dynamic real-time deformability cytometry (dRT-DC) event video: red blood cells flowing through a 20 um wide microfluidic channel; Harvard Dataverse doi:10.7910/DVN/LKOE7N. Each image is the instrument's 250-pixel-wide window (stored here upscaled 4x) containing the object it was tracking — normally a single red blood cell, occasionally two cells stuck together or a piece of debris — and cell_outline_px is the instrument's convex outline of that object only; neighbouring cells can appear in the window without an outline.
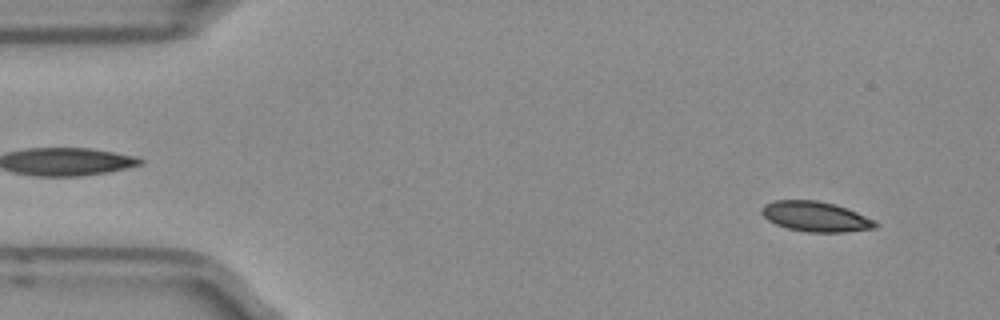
{"species": "Egyptian fruit bat (a non-hibernating species)", "species_latin": "Rousettus aegyptiacus", "temperature_condition": "room temperature", "stored_images_in_passage": 50, "camera_frame_rate_fps": 3000, "um_per_image_px": 0.085, "frame": {"image": 1, "passage_image": 3, "time_ms": 0.667, "image_size_px": [1000, 320], "cell_outline_px": [[880, 224], [876, 228], [844, 232], [808, 232], [788, 228], [776, 224], [768, 220], [760, 212], [760, 208], [764, 204], [776, 200], [816, 200], [848, 208]], "centroid_in_image_um": [69.3, 18.41], "position_along_channel_um": 15.7, "area_um2": 19.83}}
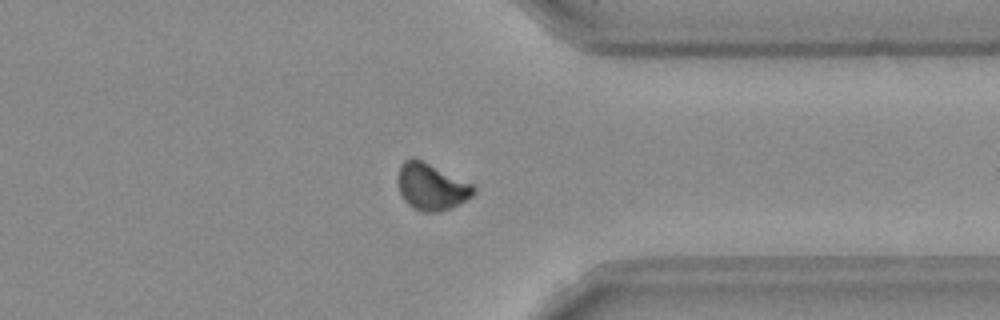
{"frame": {"image": 2, "passage_image": 38, "time_ms": 12.333, "image_size_px": [1000, 320], "cell_outline_px": [[476, 192], [472, 196], [452, 208], [436, 212], [424, 212], [408, 204], [404, 200], [400, 192], [400, 164], [404, 160], [420, 160], [472, 184], [476, 188]], "centroid_in_image_um": [36.71, 15.91], "position_along_channel_um": 374.7, "area_um2": 19.83}}
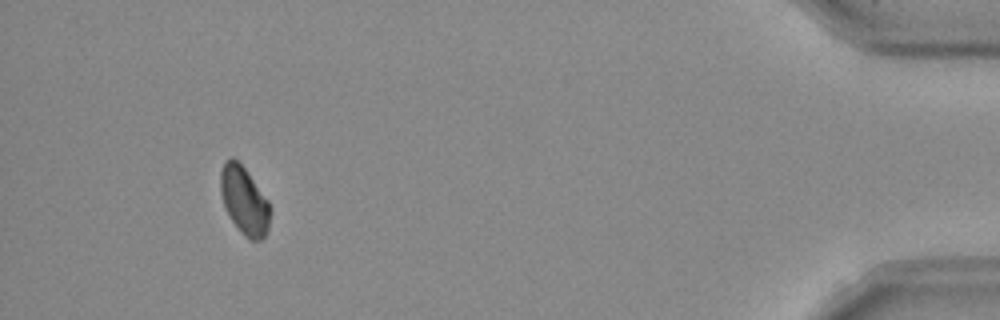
{"frame": {"image": 3, "passage_image": 46, "time_ms": 15.0, "image_size_px": [1000, 320], "cell_outline_px": [[268, 228], [264, 236], [260, 240], [252, 240], [244, 236], [232, 220], [224, 204], [220, 192], [220, 172], [224, 164], [232, 156], [248, 172], [268, 200]], "centroid_in_image_um": [20.74, 17.03], "position_along_channel_um": 414.5, "area_um2": 19.02}, "authors_computed_cell_mechanics": {"area_um2": 20.1433, "velocity_mm_per_s": 3.942, "shape_relaxation_time_tau1_ms": 5.4826, "shape_relaxation_time_tau2_ms": null, "deformation_change_tau1": 0.0984, "deformation_change_tau2": null}}